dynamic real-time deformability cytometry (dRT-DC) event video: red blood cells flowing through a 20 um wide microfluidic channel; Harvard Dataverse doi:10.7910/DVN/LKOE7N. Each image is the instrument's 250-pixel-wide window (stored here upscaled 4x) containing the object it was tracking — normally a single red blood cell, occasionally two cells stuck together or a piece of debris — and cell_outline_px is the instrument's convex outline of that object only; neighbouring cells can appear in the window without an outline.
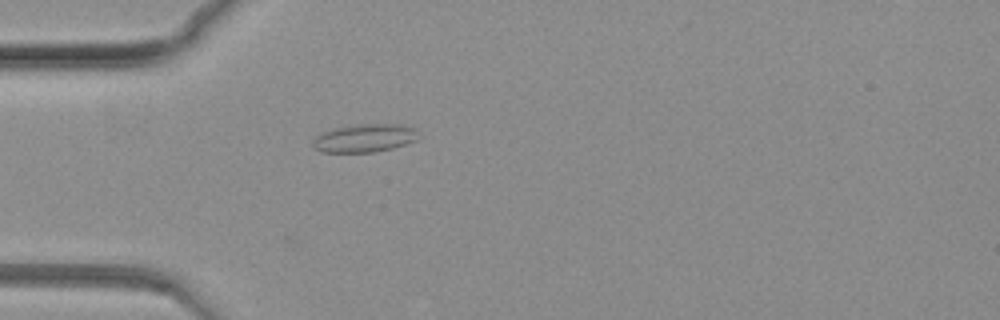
{"species": "common noctule bat (a hibernating species)", "species_latin": "Nyctalus noctula", "temperature_condition": "warm", "stored_images_in_passage": 56, "camera_frame_rate_fps": 3000, "um_per_image_px": 0.085, "animal": {"sex": "female", "body_mass_g": 19.3, "forearm_length_mm": 54.1}, "frame": {"image": 1, "passage_image": 5, "time_ms": 1.333, "image_size_px": [1000, 320], "cell_outline_px": [[416, 140], [392, 148], [376, 152], [324, 152], [316, 148], [312, 144], [312, 140], [316, 136], [324, 132], [336, 128], [364, 124], [400, 124], [416, 128]], "centroid_in_image_um": [31.0, 11.74], "position_along_channel_um": 54.0, "area_um2": 16.99}}
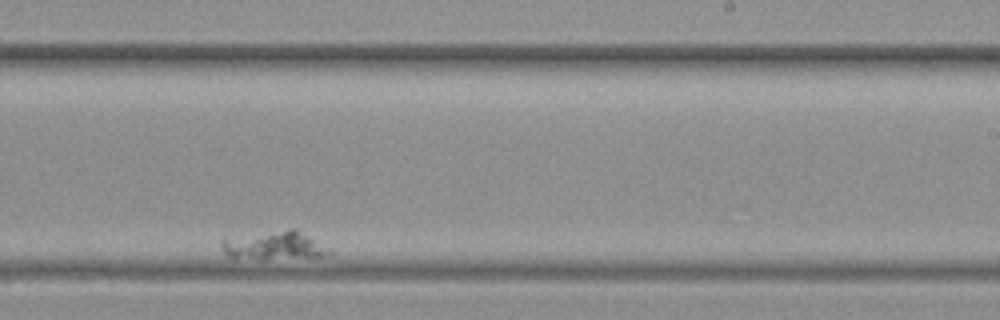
{"frame": {"image": 2, "passage_image": 36, "time_ms": 11.667, "image_size_px": [1000, 320], "cell_outline_px": [[332, 252], [320, 256], [260, 260], [228, 256], [224, 252], [220, 244], [220, 240], [292, 228], [296, 228]], "centroid_in_image_um": [23.26, 20.89], "position_along_channel_um": 265.7, "area_um2": 17.28}}
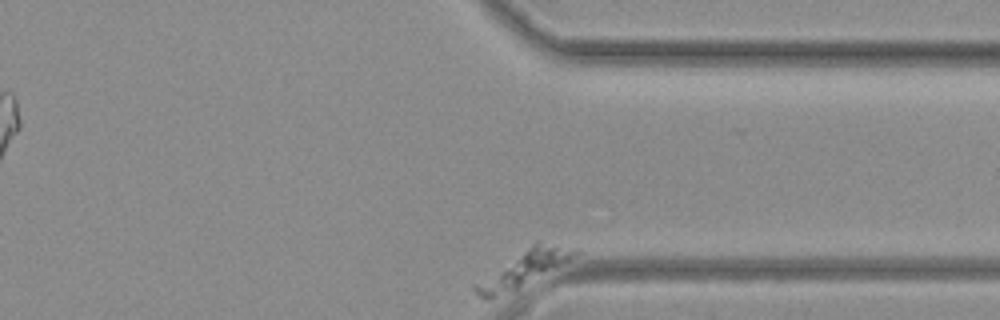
{"frame": {"image": 3, "passage_image": 56, "time_ms": 18.333, "image_size_px": [1000, 320], "cell_outline_px": [[580, 252], [568, 260], [516, 288], [488, 300], [484, 300], [472, 288], [472, 284], [532, 244], [536, 244], [576, 248]], "centroid_in_image_um": [44.39, 22.89], "position_along_channel_um": 367.0, "area_um2": 18.96}}